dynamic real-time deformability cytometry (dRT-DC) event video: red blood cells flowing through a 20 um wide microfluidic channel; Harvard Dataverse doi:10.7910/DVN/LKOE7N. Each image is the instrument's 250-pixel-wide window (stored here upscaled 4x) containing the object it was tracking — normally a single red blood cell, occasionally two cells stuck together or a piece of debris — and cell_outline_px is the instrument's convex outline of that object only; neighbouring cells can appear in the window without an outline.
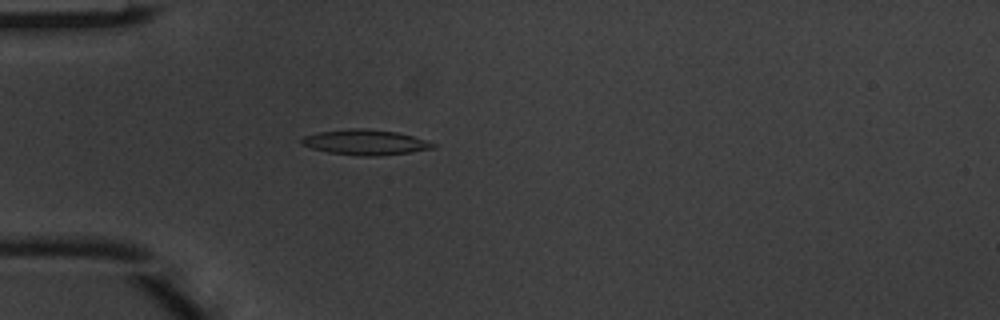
{"species": "common noctule bat (a hibernating species)", "species_latin": "Nyctalus noctula", "temperature_condition": "warm", "stored_images_in_passage": 3, "camera_frame_rate_fps": 3000, "um_per_image_px": 0.085, "animal": {"sex": "male", "body_mass_g": 20.1, "forearm_length_mm": 53.5}, "frame": {"image": 1, "passage_image": 3, "time_ms": 0.667, "image_size_px": [1000, 320], "cell_outline_px": [[436, 144], [432, 148], [408, 152], [376, 156], [364, 156], [328, 152], [312, 148], [300, 144], [300, 140], [304, 136], [320, 132], [348, 128], [364, 128], [396, 132], [412, 136]], "centroid_in_image_um": [30.99, 12.08], "position_along_channel_um": 54.0, "area_um2": 19.02}}